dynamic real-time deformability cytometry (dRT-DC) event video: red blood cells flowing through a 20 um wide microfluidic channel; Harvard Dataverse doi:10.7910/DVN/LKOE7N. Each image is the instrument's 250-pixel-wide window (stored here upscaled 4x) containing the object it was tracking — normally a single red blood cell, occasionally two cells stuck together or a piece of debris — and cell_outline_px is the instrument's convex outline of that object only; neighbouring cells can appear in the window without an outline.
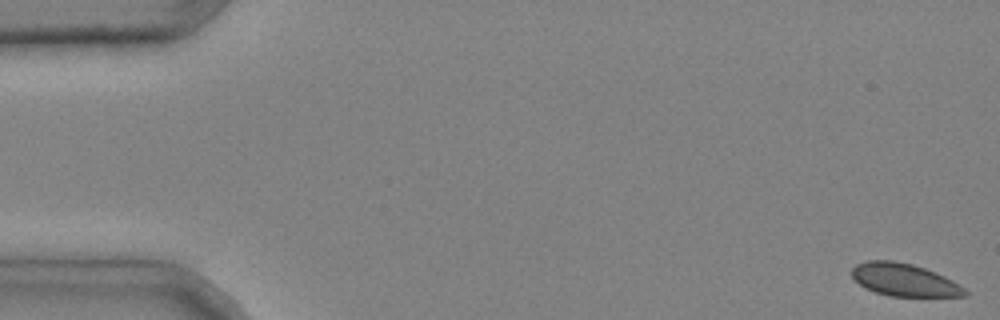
{"species": "common noctule bat (a hibernating species)", "species_latin": "Nyctalus noctula", "temperature_condition": "cold", "stored_images_in_passage": 5, "camera_frame_rate_fps": 3000, "um_per_image_px": 0.085, "animal": {"sex": "male", "body_mass_g": 20.4}, "frame": {"image": 1, "passage_image": 1, "time_ms": 0.0, "image_size_px": [1000, 320], "cell_outline_px": [[968, 296], [888, 296], [864, 288], [852, 276], [852, 268], [856, 264], [868, 260], [892, 260], [912, 264], [936, 272], [960, 284], [968, 292]], "centroid_in_image_um": [76.87, 23.78], "position_along_channel_um": 8.1, "area_um2": 21.5}}